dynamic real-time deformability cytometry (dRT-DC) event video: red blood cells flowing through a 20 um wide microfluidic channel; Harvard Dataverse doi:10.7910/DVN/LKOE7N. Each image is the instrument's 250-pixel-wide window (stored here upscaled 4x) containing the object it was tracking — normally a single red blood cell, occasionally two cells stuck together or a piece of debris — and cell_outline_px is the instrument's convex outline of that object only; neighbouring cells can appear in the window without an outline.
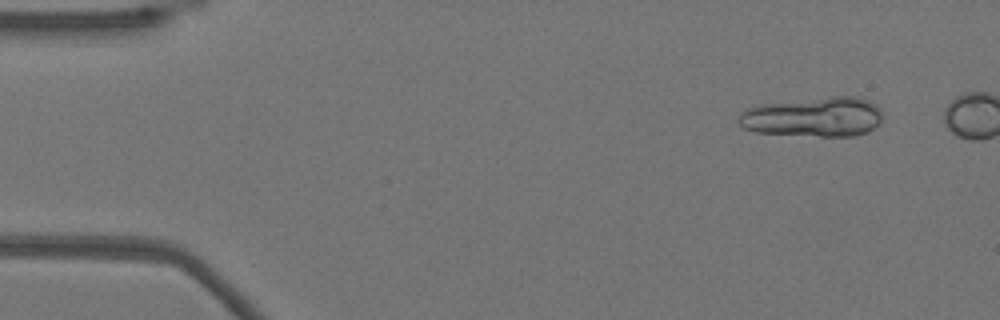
{"species": "Egyptian fruit bat (a non-hibernating species)", "species_latin": "Rousettus aegyptiacus", "temperature_condition": "warm", "stored_images_in_passage": 25, "camera_frame_rate_fps": 3000, "um_per_image_px": 0.085, "animal": {"sex": "female"}, "frame": {"image": 1, "passage_image": 4, "time_ms": 1.0, "image_size_px": [1000, 320], "cell_outline_px": [[884, 120], [880, 124], [868, 132], [856, 136], [820, 136], [756, 132], [744, 128], [736, 120], [740, 112], [744, 108], [756, 104], [832, 96], [856, 96], [868, 100], [876, 104], [884, 112]], "centroid_in_image_um": [69.18, 9.92], "position_along_channel_um": 15.8, "area_um2": 34.1}}